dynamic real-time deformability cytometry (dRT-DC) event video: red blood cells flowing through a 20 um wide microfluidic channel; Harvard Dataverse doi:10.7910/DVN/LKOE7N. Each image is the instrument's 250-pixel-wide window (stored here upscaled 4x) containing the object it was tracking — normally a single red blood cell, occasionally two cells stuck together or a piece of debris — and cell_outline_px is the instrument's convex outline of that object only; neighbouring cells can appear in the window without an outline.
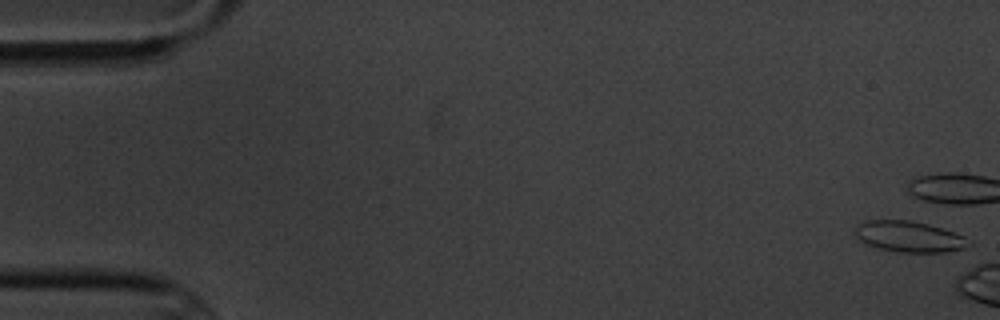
{"species": "common noctule bat (a hibernating species)", "species_latin": "Nyctalus noctula", "temperature_condition": "cold", "stored_images_in_passage": 6, "camera_frame_rate_fps": 3000, "um_per_image_px": 0.085, "animal": {"sex": "male", "body_mass_g": 20.1, "forearm_length_mm": 53.5}, "frame": {"image": 1, "passage_image": 1, "time_ms": 0.0, "image_size_px": [1000, 320], "cell_outline_px": [[972, 244], [964, 248], [948, 252], [900, 252], [880, 248], [856, 240], [852, 232], [860, 224], [868, 220], [908, 220], [928, 224], [964, 236], [972, 240]], "centroid_in_image_um": [77.27, 20.12], "position_along_channel_um": 7.7, "area_um2": 20.52}}